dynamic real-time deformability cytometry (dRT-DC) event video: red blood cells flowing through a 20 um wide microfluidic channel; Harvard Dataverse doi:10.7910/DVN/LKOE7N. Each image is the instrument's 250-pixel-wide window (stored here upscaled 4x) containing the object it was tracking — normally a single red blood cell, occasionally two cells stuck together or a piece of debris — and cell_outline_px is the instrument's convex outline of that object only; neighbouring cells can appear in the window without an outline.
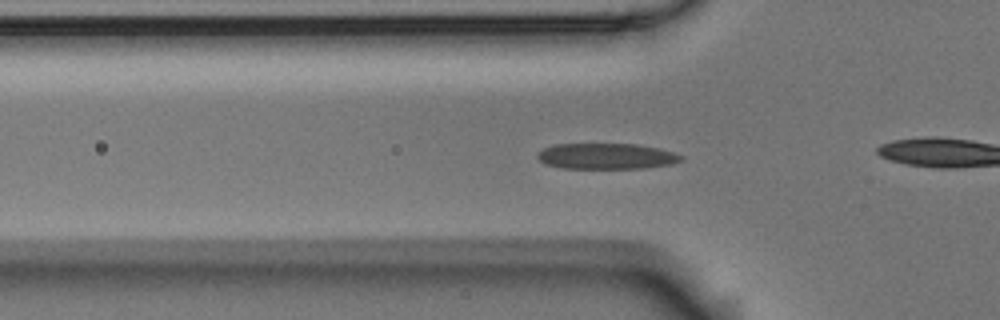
{"species": "Egyptian fruit bat (a non-hibernating species)", "species_latin": "Rousettus aegyptiacus", "temperature_condition": "room temperature", "stored_images_in_passage": 54, "camera_frame_rate_fps": 3000, "um_per_image_px": 0.085, "animal": {"sex": "male"}, "frame": {"image": 1, "passage_image": 15, "time_ms": 4.667, "image_size_px": [1000, 320], "cell_outline_px": [[684, 160], [672, 164], [644, 168], [564, 168], [544, 164], [536, 156], [544, 148], [556, 144], [636, 144], [660, 148], [684, 156]], "centroid_in_image_um": [51.59, 13.28], "position_along_channel_um": 74.2, "area_um2": 21.62}}
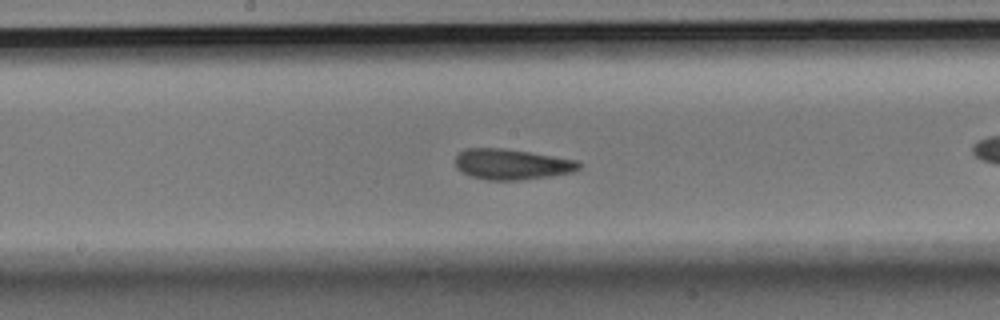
{"frame": {"image": 2, "passage_image": 26, "time_ms": 8.333, "image_size_px": [1000, 320], "cell_outline_px": [[580, 168], [572, 172], [552, 176], [520, 180], [488, 180], [472, 176], [456, 168], [456, 156], [464, 148], [504, 148], [580, 160]], "centroid_in_image_um": [43.53, 13.96], "position_along_channel_um": 204.7, "area_um2": 22.08}}
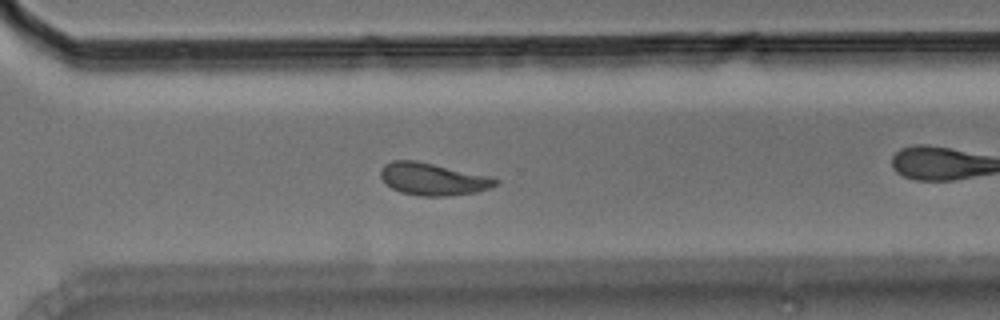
{"frame": {"image": 3, "passage_image": 37, "time_ms": 12.0, "image_size_px": [1000, 320], "cell_outline_px": [[500, 180], [492, 188], [476, 192], [452, 196], [420, 196], [400, 192], [392, 188], [380, 176], [380, 168], [384, 164], [392, 160], [416, 160], [488, 176]], "centroid_in_image_um": [36.78, 15.22], "position_along_channel_um": 333.8, "area_um2": 21.62}, "authors_computed_cell_mechanics": {"area_um2": 21.6172, "velocity_mm_per_s": 3.5294, "shape_relaxation_time_tau1_ms": 3.6746, "shape_relaxation_time_tau2_ms": 1.5671, "deformation_change_tau1": 0.1319, "deformation_change_tau2": 0.0878}}